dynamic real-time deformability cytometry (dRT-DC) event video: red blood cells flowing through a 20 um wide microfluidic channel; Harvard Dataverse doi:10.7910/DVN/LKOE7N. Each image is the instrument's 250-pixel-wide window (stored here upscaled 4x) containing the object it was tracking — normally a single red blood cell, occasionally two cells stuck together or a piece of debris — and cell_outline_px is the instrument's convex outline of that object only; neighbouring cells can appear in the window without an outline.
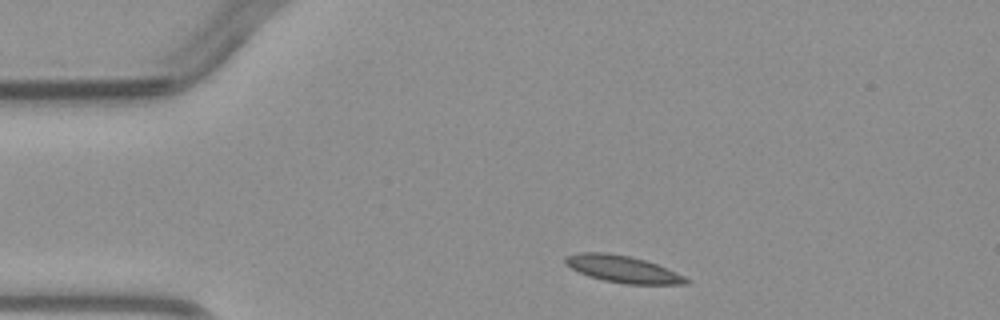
{"species": "common noctule bat (a hibernating species)", "species_latin": "Nyctalus noctula", "temperature_condition": "warm", "stored_images_in_passage": 2, "camera_frame_rate_fps": 3000, "um_per_image_px": 0.085, "animal": {"sex": "male", "body_mass_g": 23.1, "forearm_length_mm": 52.7}, "frame": {"image": 1, "passage_image": 1, "time_ms": 0.0, "image_size_px": [1000, 320], "cell_outline_px": [[692, 280], [688, 284], [628, 284], [604, 280], [588, 276], [564, 264], [564, 260], [568, 256], [580, 252], [608, 252], [632, 256], [668, 268]], "centroid_in_image_um": [52.97, 22.87], "position_along_channel_um": 32.0, "area_um2": 18.96}}